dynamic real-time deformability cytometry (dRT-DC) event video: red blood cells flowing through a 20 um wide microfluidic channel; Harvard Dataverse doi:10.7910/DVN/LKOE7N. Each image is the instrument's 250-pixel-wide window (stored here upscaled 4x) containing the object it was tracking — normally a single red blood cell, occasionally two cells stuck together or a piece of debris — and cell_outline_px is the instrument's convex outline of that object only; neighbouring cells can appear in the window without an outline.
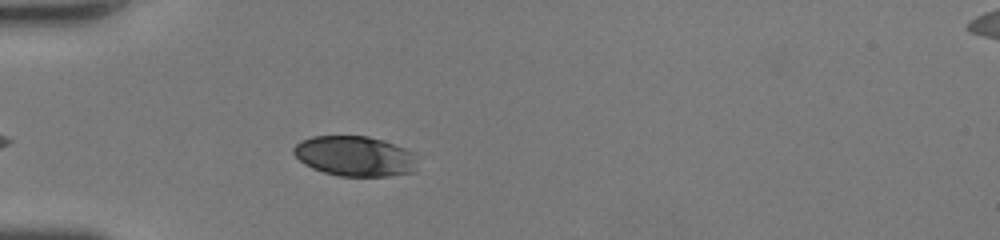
{"species": "human", "species_latin": "Homo sapiens", "temperature_condition": "room temperature", "stored_images_in_passage": 40, "camera_frame_rate_fps": 3000, "um_per_image_px": 0.085, "donor": {"sex": "female"}, "frame": {"image": 1, "passage_image": 7, "time_ms": 2.0, "image_size_px": [1000, 240], "cell_outline_px": [[416, 172], [388, 176], [340, 176], [324, 172], [312, 168], [304, 164], [292, 152], [292, 148], [300, 140], [312, 136], [368, 136], [384, 140], [404, 148], [412, 152]], "centroid_in_image_um": [30.12, 13.27], "position_along_channel_um": 54.9, "area_um2": 28.96}}
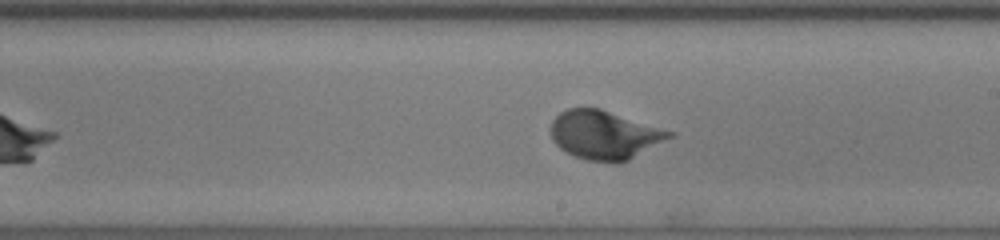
{"frame": {"image": 2, "passage_image": 21, "time_ms": 6.667, "image_size_px": [1000, 240], "cell_outline_px": [[676, 136], [620, 164], [616, 164], [588, 160], [564, 152], [552, 140], [552, 120], [560, 112], [568, 108], [600, 108], [676, 132]], "centroid_in_image_um": [51.43, 11.48], "position_along_channel_um": 237.6, "area_um2": 33.99}}
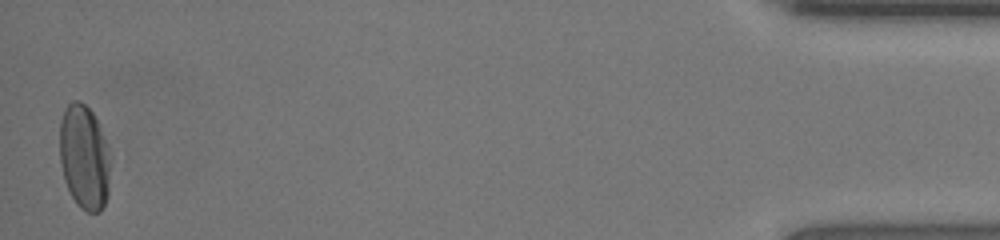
{"frame": {"image": 3, "passage_image": 40, "time_ms": 13.0, "image_size_px": [1000, 240], "cell_outline_px": [[108, 196], [100, 212], [88, 212], [80, 208], [76, 204], [64, 180], [60, 160], [60, 120], [64, 108], [72, 100], [80, 100], [92, 112], [96, 120], [104, 140], [108, 164]], "centroid_in_image_um": [7.11, 13.36], "position_along_channel_um": 428.1, "area_um2": 30.29}, "authors_computed_cell_mechanics": {"area_um2": 30.3739, "velocity_mm_per_s": 4.2487, "shape_relaxation_time_tau1_ms": 2.4118, "shape_relaxation_time_tau2_ms": null, "deformation_change_tau1": 0.1569, "deformation_change_tau2": null}}